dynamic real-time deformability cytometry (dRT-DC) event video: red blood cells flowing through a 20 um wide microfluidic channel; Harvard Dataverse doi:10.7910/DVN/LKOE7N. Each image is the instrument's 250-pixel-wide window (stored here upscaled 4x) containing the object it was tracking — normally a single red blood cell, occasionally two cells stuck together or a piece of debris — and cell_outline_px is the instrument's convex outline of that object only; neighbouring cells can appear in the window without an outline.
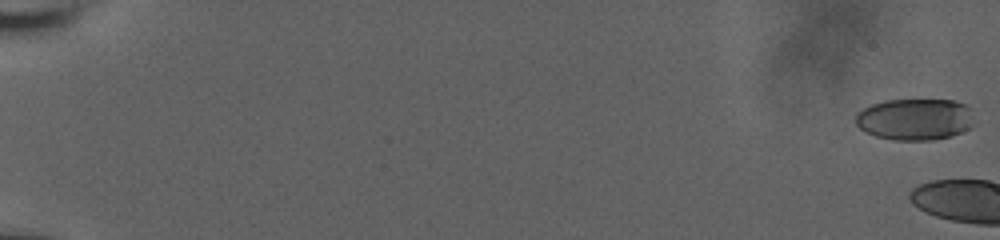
{"species": "human", "species_latin": "Homo sapiens", "temperature_condition": "room temperature", "stored_images_in_passage": 5, "camera_frame_rate_fps": 3000, "um_per_image_px": 0.085, "donor": {"sex": "male"}, "frame": {"image": 1, "passage_image": 1, "time_ms": 0.0, "image_size_px": [1000, 240], "cell_outline_px": [[976, 124], [952, 136], [932, 140], [892, 140], [876, 136], [864, 132], [856, 124], [856, 112], [872, 104], [884, 100], [952, 100], [964, 104], [968, 108]], "centroid_in_image_um": [77.75, 10.15], "position_along_channel_um": 7.2, "area_um2": 28.84}}